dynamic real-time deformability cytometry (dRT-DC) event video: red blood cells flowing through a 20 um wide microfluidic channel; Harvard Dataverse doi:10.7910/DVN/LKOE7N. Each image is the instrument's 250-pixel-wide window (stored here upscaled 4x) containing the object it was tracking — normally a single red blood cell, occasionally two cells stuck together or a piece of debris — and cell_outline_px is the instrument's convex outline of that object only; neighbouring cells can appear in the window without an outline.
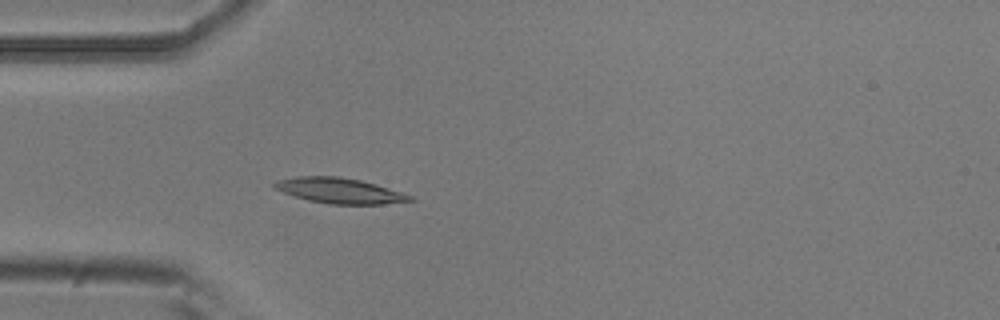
{"species": "common noctule bat (a hibernating species)", "species_latin": "Nyctalus noctula", "temperature_condition": "room temperature", "stored_images_in_passage": 4, "camera_frame_rate_fps": 3000, "um_per_image_px": 0.085, "animal": {"sex": "male", "body_mass_g": 20.5, "forearm_length_mm": 52.5}, "frame": {"image": 1, "passage_image": 4, "time_ms": 1.0, "image_size_px": [1000, 320], "cell_outline_px": [[416, 200], [380, 204], [328, 204], [308, 200], [284, 192], [276, 188], [272, 184], [280, 180], [296, 176], [336, 176], [360, 180], [376, 184], [404, 192], [412, 196]], "centroid_in_image_um": [28.92, 16.2], "position_along_channel_um": 56.1, "area_um2": 19.88}}